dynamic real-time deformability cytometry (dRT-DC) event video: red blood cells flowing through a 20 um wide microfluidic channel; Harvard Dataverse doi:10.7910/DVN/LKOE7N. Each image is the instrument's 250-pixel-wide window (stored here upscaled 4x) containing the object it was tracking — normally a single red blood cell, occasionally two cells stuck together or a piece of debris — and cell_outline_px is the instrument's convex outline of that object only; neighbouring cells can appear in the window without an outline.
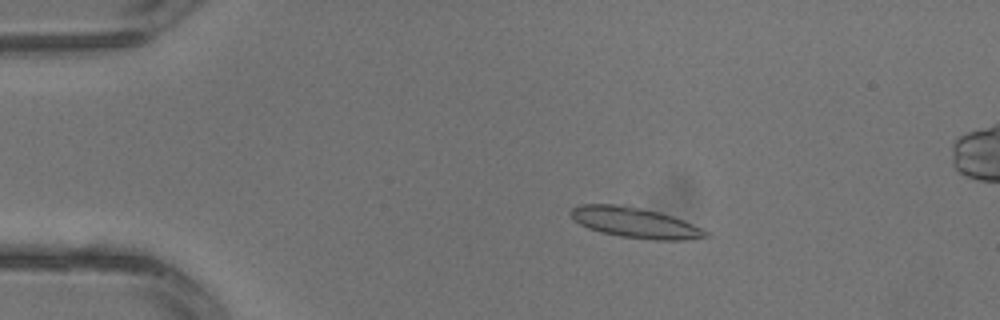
{"species": "common noctule bat (a hibernating species)", "species_latin": "Nyctalus noctula", "temperature_condition": "warm", "stored_images_in_passage": 3, "camera_frame_rate_fps": 3000, "um_per_image_px": 0.085, "animal": {"sex": "male", "body_mass_g": 13.3}, "frame": {"image": 1, "passage_image": 2, "time_ms": 0.333, "image_size_px": [1000, 320], "cell_outline_px": [[712, 236], [684, 240], [652, 240], [620, 236], [600, 232], [588, 228], [580, 224], [568, 212], [572, 208], [580, 204], [628, 204], [672, 216], [684, 220], [708, 232]], "centroid_in_image_um": [53.98, 18.91], "position_along_channel_um": 31.0, "area_um2": 24.04}}